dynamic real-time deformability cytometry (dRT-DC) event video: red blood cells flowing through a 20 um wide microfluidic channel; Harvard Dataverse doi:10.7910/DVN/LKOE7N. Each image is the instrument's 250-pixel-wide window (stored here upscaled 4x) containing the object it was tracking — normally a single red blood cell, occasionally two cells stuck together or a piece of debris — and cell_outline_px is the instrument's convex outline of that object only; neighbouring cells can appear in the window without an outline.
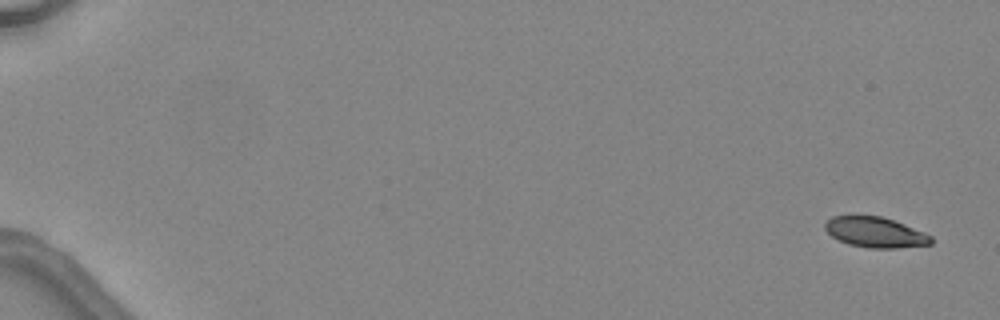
{"species": "common noctule bat (a hibernating species)", "species_latin": "Nyctalus noctula", "temperature_condition": "warm", "stored_images_in_passage": 6, "camera_frame_rate_fps": 3000, "um_per_image_px": 0.085, "animal": {"sex": "female", "body_mass_g": 24.6, "forearm_length_mm": 56.2}, "frame": {"image": 1, "passage_image": 1, "time_ms": 0.0, "image_size_px": [1000, 320], "cell_outline_px": [[932, 244], [896, 248], [868, 248], [848, 244], [832, 236], [824, 228], [824, 224], [832, 216], [880, 216], [904, 224], [924, 232], [932, 236]], "centroid_in_image_um": [74.4, 19.75], "position_along_channel_um": 10.6, "area_um2": 18.61}}